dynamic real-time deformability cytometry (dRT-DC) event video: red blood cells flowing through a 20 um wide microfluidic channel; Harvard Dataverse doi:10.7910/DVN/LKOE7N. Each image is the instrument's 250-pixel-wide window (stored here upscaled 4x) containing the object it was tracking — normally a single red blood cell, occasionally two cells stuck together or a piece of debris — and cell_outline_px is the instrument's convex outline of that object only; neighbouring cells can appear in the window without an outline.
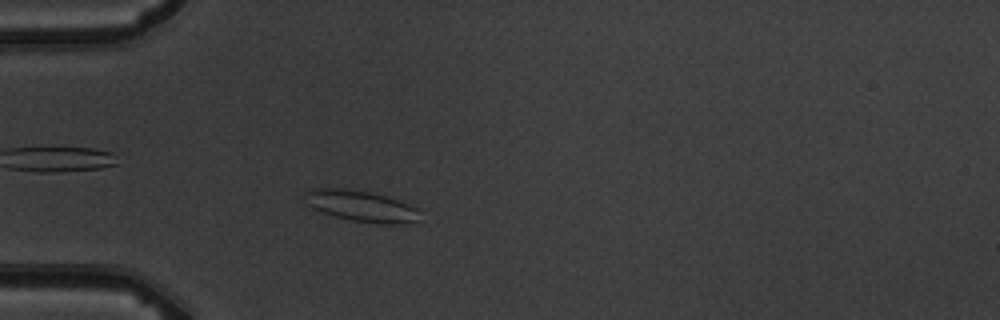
{"species": "common noctule bat (a hibernating species)", "species_latin": "Nyctalus noctula", "temperature_condition": "warm", "stored_images_in_passage": 3, "camera_frame_rate_fps": 3000, "um_per_image_px": 0.085, "animal": {"sex": "male", "body_mass_g": 19.5, "forearm_length_mm": 54.6}, "frame": {"image": 1, "passage_image": 3, "time_ms": 2.333, "image_size_px": [1000, 320], "cell_outline_px": [[416, 220], [404, 224], [376, 224], [352, 220], [336, 216], [312, 208], [304, 204], [304, 192], [312, 188], [344, 188], [368, 192], [400, 200], [416, 208]], "centroid_in_image_um": [30.61, 17.5], "position_along_channel_um": 54.4, "area_um2": 20.63}}